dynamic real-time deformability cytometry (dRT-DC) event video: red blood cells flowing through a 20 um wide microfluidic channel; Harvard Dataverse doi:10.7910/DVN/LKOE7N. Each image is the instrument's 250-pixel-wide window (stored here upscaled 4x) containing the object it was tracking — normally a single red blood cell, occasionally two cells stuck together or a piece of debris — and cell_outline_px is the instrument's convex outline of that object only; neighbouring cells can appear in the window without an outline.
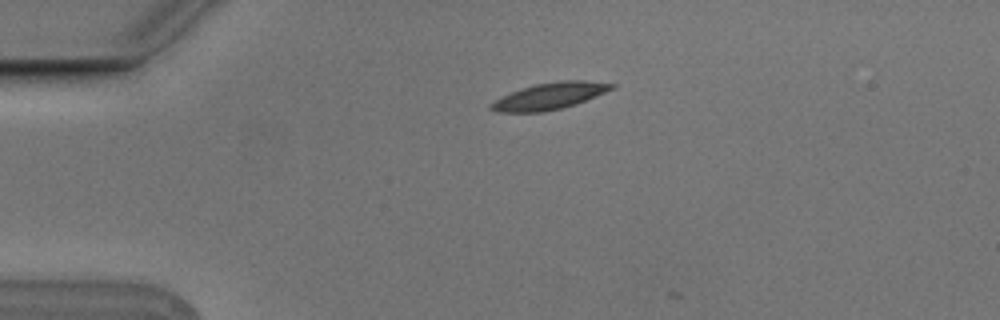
{"species": "Egyptian fruit bat (a non-hibernating species)", "species_latin": "Rousettus aegyptiacus", "temperature_condition": "cold", "stored_images_in_passage": 3, "camera_frame_rate_fps": 3000, "um_per_image_px": 0.085, "animal": {"sex": "male"}, "frame": {"image": 1, "passage_image": 2, "time_ms": 0.333, "image_size_px": [1000, 320], "cell_outline_px": [[616, 88], [576, 104], [544, 112], [496, 112], [488, 108], [488, 104], [500, 96], [536, 84], [560, 80], [584, 80], [616, 84]], "centroid_in_image_um": [46.71, 8.17], "position_along_channel_um": 38.3, "area_um2": 18.79}}